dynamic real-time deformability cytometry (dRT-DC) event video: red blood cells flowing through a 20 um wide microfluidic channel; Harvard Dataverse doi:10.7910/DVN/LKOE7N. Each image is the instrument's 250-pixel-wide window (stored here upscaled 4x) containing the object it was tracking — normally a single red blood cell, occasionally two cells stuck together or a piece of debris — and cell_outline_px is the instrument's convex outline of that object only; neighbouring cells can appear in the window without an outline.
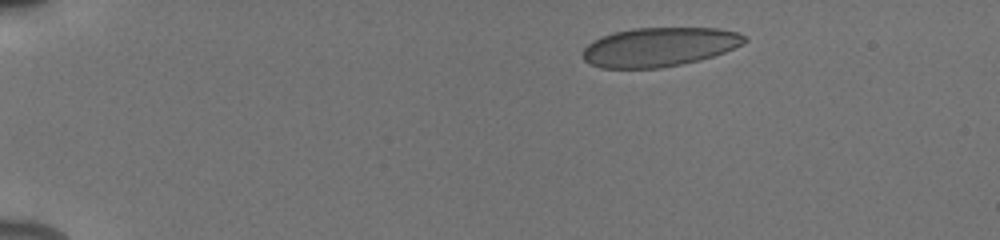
{"species": "human", "species_latin": "Homo sapiens", "temperature_condition": "cold", "stored_images_in_passage": 45, "camera_frame_rate_fps": 3000, "um_per_image_px": 0.085, "donor": {"sex": "male"}, "frame": {"image": 1, "passage_image": 1, "time_ms": 0.0, "image_size_px": [1000, 240], "cell_outline_px": [[748, 40], [724, 52], [700, 60], [660, 68], [600, 68], [588, 64], [584, 60], [584, 48], [592, 40], [600, 36], [612, 32], [632, 28], [720, 28], [736, 32], [748, 36]], "centroid_in_image_um": [56.0, 3.98], "position_along_channel_um": 29.0, "area_um2": 36.93}}
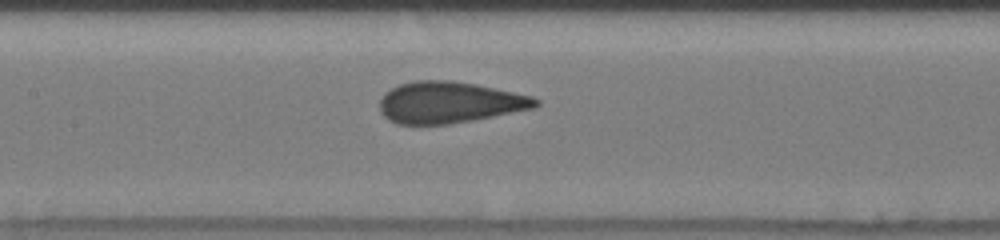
{"frame": {"image": 2, "passage_image": 19, "time_ms": 6.0, "image_size_px": [1000, 240], "cell_outline_px": [[540, 104], [536, 108], [472, 120], [448, 124], [396, 124], [388, 120], [380, 112], [380, 100], [384, 92], [400, 84], [416, 80], [448, 80], [476, 84], [532, 96], [540, 100]], "centroid_in_image_um": [38.19, 8.7], "position_along_channel_um": 169.2, "area_um2": 37.69}}
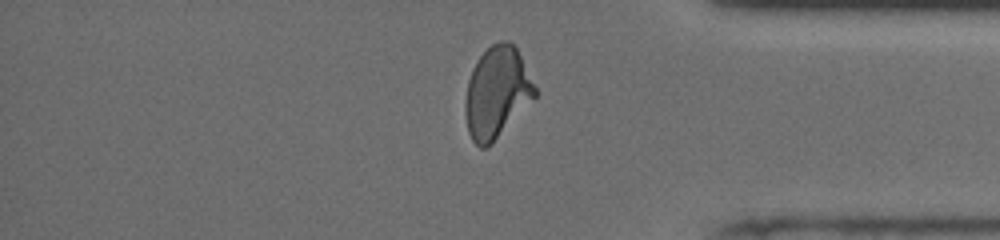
{"frame": {"image": 3, "passage_image": 37, "time_ms": 12.0, "image_size_px": [1000, 240], "cell_outline_px": [[536, 96], [492, 144], [488, 148], [480, 148], [472, 140], [468, 132], [464, 112], [464, 104], [468, 80], [472, 68], [476, 60], [492, 44], [500, 40], [508, 40], [516, 48], [536, 88]], "centroid_in_image_um": [42.2, 7.89], "position_along_channel_um": 393.0, "area_um2": 36.93}, "authors_computed_cell_mechanics": {"area_um2": 37.6278, "velocity_mm_per_s": 3.9246, "shape_relaxation_time_tau1_ms": 6.2641, "shape_relaxation_time_tau2_ms": null, "deformation_change_tau1": 0.1472, "deformation_change_tau2": null}}